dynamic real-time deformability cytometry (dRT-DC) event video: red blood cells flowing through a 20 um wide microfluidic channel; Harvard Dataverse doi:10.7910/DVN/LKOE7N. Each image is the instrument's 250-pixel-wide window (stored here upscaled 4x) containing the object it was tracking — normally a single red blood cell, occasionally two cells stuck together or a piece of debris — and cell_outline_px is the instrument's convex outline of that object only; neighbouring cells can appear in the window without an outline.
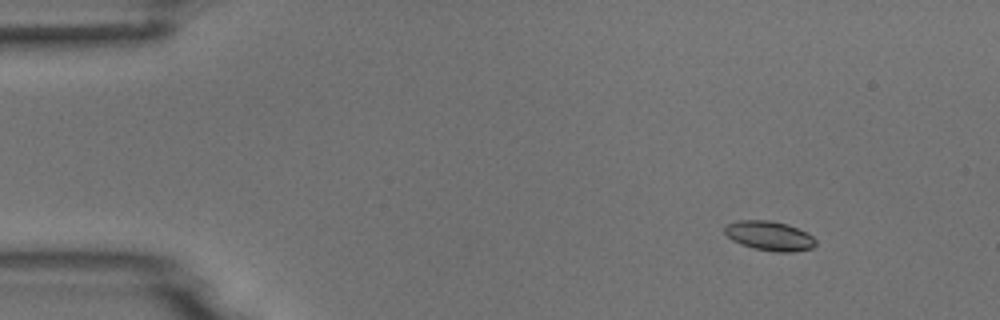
{"species": "common noctule bat (a hibernating species)", "species_latin": "Nyctalus noctula", "temperature_condition": "room temperature", "stored_images_in_passage": 5, "camera_frame_rate_fps": 3000, "um_per_image_px": 0.085, "animal": {"sex": "male", "body_mass_g": 18.8}, "frame": {"image": 1, "passage_image": 2, "time_ms": 1.333, "image_size_px": [1000, 320], "cell_outline_px": [[816, 244], [812, 248], [792, 252], [776, 252], [752, 248], [740, 244], [732, 240], [724, 232], [724, 228], [728, 224], [736, 220], [772, 220], [788, 224], [812, 236], [816, 240]], "centroid_in_image_um": [65.38, 20.04], "position_along_channel_um": 19.6, "area_um2": 15.66}}
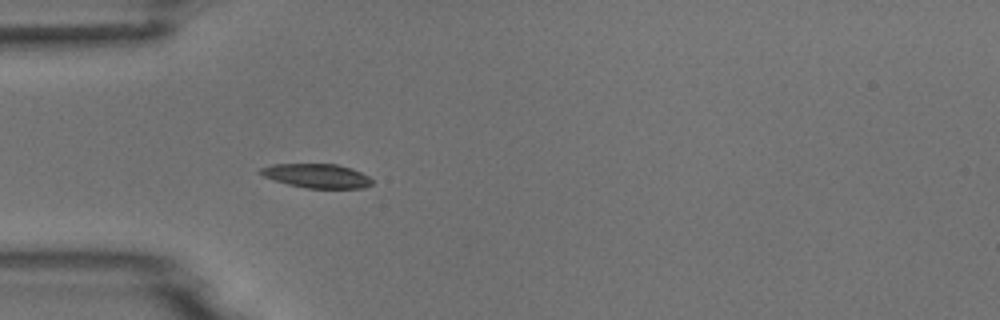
{"frame": {"image": 2, "passage_image": 5, "time_ms": 4.667, "image_size_px": [1000, 320], "cell_outline_px": [[372, 184], [364, 188], [308, 188], [288, 184], [264, 176], [260, 172], [260, 168], [272, 164], [336, 164], [352, 168], [368, 176], [372, 180]], "centroid_in_image_um": [26.96, 14.94], "position_along_channel_um": 58.0, "area_um2": 15.49}}